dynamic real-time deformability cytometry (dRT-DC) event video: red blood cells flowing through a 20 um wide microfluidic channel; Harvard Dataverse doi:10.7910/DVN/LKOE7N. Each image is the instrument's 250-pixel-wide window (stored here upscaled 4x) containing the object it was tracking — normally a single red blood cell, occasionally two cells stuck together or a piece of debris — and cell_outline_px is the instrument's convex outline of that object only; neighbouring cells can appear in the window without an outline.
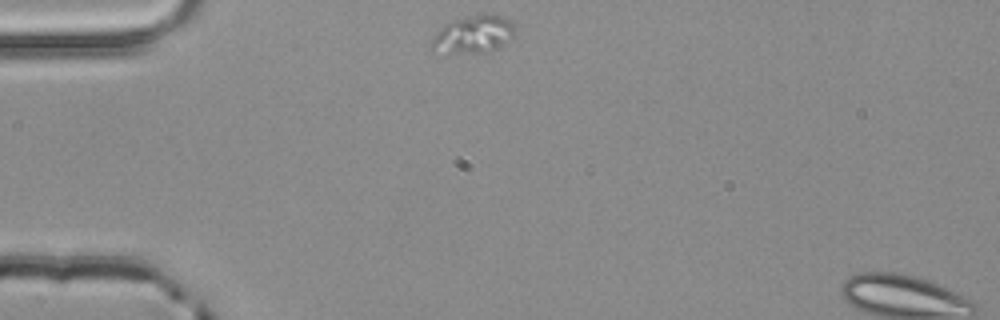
{"species": "common noctule bat (a hibernating species)", "species_latin": "Nyctalus noctula", "temperature_condition": "room temperature", "stored_images_in_passage": 41, "camera_frame_rate_fps": 3000, "um_per_image_px": 0.085, "animal": {"sex": "male", "body_mass_g": 20.4}, "frame": {"image": 1, "passage_image": 1, "time_ms": 0.0, "image_size_px": [1000, 320], "cell_outline_px": [[512, 36], [496, 48], [484, 52], [448, 52], [432, 48], [432, 40], [440, 28], [444, 24], [456, 20], [484, 12], [500, 16], [512, 20]], "centroid_in_image_um": [40.24, 2.88], "position_along_channel_um": 44.8, "area_um2": 17.46}}
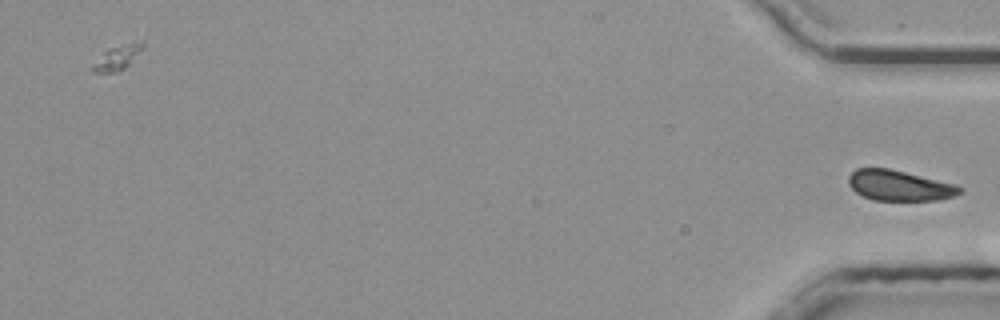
{"frame": {"image": 2, "passage_image": 41, "time_ms": 13.333, "image_size_px": [1000, 320], "cell_outline_px": [[964, 192], [956, 196], [936, 200], [872, 200], [856, 192], [848, 184], [848, 176], [856, 168], [888, 168], [956, 184], [964, 188]], "centroid_in_image_um": [76.48, 15.77], "position_along_channel_um": 358.7, "area_um2": 19.83}}